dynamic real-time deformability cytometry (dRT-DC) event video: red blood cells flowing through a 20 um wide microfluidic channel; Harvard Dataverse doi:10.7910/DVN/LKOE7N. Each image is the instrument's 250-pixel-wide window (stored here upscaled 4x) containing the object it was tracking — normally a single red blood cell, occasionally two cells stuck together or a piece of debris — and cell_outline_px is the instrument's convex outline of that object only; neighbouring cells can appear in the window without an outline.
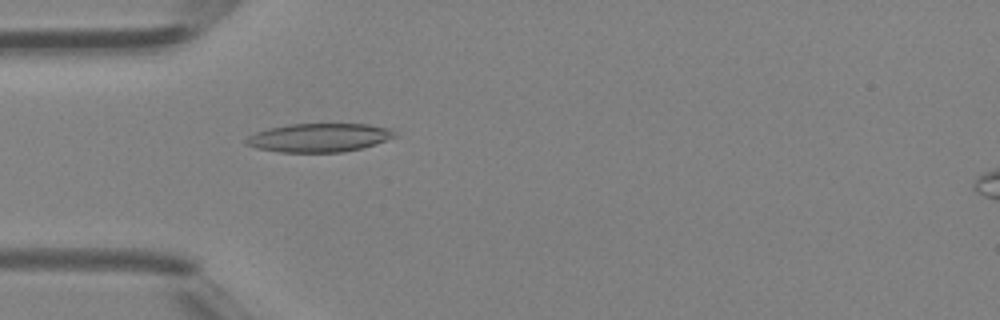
{"species": "Egyptian fruit bat (a non-hibernating species)", "species_latin": "Rousettus aegyptiacus", "temperature_condition": "room temperature", "stored_images_in_passage": 32, "camera_frame_rate_fps": 3000, "um_per_image_px": 0.085, "animal": {"sex": "female"}, "frame": {"image": 1, "passage_image": 4, "time_ms": 1.0, "image_size_px": [1000, 320], "cell_outline_px": [[400, 136], [376, 144], [344, 152], [280, 152], [256, 148], [244, 144], [244, 140], [248, 136], [256, 132], [268, 128], [288, 124], [368, 124], [392, 128]], "centroid_in_image_um": [27.16, 11.69], "position_along_channel_um": 57.8, "area_um2": 25.09}}
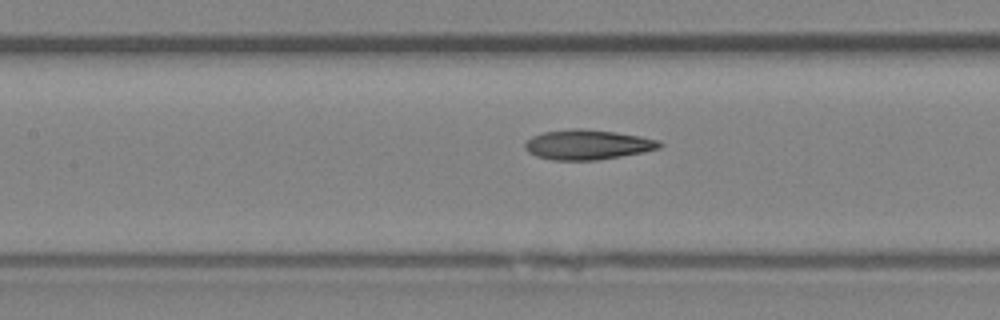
{"frame": {"image": 2, "passage_image": 11, "time_ms": 3.333, "image_size_px": [1000, 320], "cell_outline_px": [[664, 144], [660, 148], [644, 152], [596, 160], [552, 160], [536, 156], [528, 152], [524, 148], [524, 144], [532, 136], [544, 132], [572, 128], [584, 128], [616, 132], [640, 136], [660, 140]], "centroid_in_image_um": [49.96, 12.29], "position_along_channel_um": 157.4, "area_um2": 23.58}}
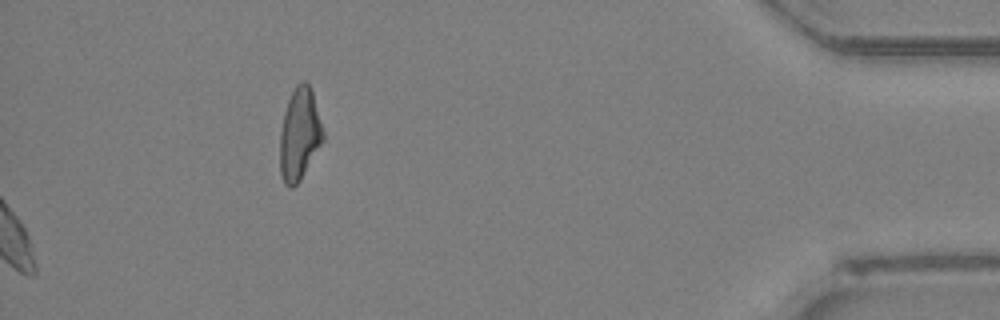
{"frame": {"image": 3, "passage_image": 32, "time_ms": 10.333, "image_size_px": [1000, 320], "cell_outline_px": [[324, 140], [300, 180], [292, 188], [288, 188], [284, 184], [280, 172], [280, 132], [284, 112], [288, 100], [296, 84], [300, 80], [304, 80], [312, 88], [324, 132]], "centroid_in_image_um": [25.46, 11.39], "position_along_channel_um": 409.7, "area_um2": 23.35}, "authors_computed_cell_mechanics": {"area_um2": 22.9466, "velocity_mm_per_s": 4.4461, "shape_relaxation_time_tau1_ms": 11.1543, "shape_relaxation_time_tau2_ms": 4.118, "deformation_change_tau1": 0.2596, "deformation_change_tau2": 0.1308}}